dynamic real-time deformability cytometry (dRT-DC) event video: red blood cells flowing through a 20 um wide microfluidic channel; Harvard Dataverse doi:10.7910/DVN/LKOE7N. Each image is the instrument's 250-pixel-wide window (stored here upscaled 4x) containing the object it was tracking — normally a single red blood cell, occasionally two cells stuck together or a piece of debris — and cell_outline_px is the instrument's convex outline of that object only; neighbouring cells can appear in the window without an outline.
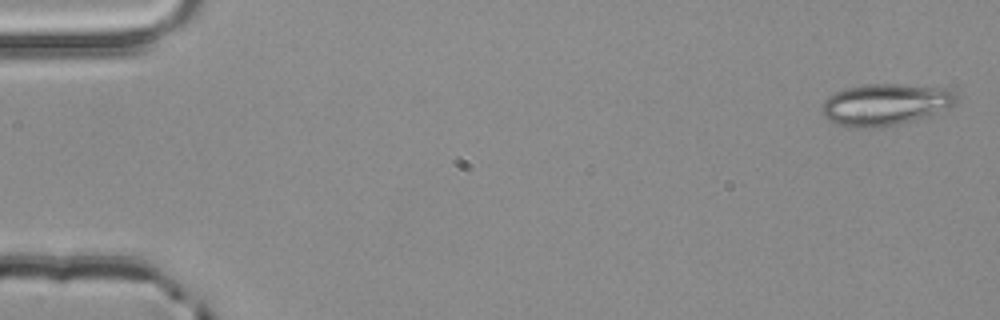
{"species": "common noctule bat (a hibernating species)", "species_latin": "Nyctalus noctula", "temperature_condition": "room temperature", "stored_images_in_passage": 4, "camera_frame_rate_fps": 3000, "um_per_image_px": 0.085, "animal": {"sex": "male", "body_mass_g": 20.4}, "frame": {"image": 1, "passage_image": 1, "time_ms": 0.0, "image_size_px": [1000, 320], "cell_outline_px": [[956, 100], [952, 104], [932, 116], [896, 124], [872, 128], [864, 128], [840, 124], [828, 120], [820, 112], [820, 104], [828, 96], [844, 88], [864, 84], [904, 84], [948, 88], [956, 96]], "centroid_in_image_um": [75.21, 8.87], "position_along_channel_um": 9.8, "area_um2": 32.66}}